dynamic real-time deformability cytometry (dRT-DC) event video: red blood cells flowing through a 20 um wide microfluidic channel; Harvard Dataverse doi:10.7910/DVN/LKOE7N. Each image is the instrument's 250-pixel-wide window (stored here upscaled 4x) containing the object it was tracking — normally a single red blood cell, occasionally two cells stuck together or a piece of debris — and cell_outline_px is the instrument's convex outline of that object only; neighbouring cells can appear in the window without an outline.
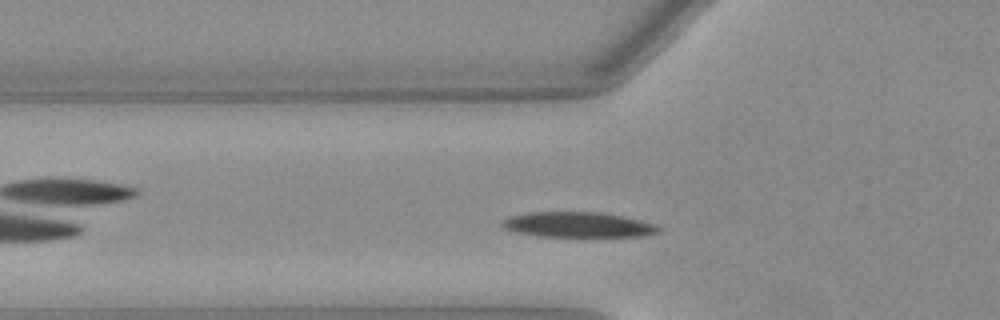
{"species": "Egyptian fruit bat (a non-hibernating species)", "species_latin": "Rousettus aegyptiacus", "temperature_condition": "warm", "stored_images_in_passage": 37, "camera_frame_rate_fps": 3000, "um_per_image_px": 0.085, "animal": {"sex": "female"}, "frame": {"image": 1, "passage_image": 7, "time_ms": 2.0, "image_size_px": [1000, 320], "cell_outline_px": [[660, 232], [644, 236], [536, 236], [512, 232], [504, 228], [500, 224], [504, 220], [512, 216], [532, 212], [600, 212], [640, 220], [652, 224], [660, 228]], "centroid_in_image_um": [49.09, 19.11], "position_along_channel_um": 76.7, "area_um2": 22.77}}
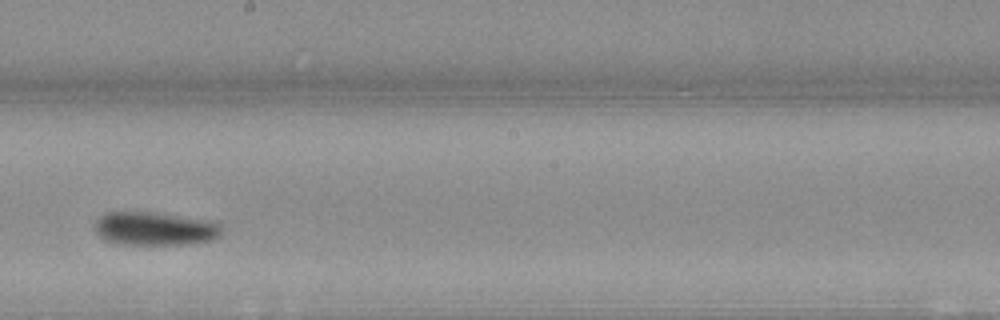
{"frame": {"image": 2, "passage_image": 19, "time_ms": 6.0, "image_size_px": [1000, 320], "cell_outline_px": [[220, 236], [212, 240], [192, 244], [112, 244], [96, 236], [96, 220], [100, 216], [108, 212], [144, 212], [196, 220], [220, 224]], "centroid_in_image_um": [13.04, 19.48], "position_along_channel_um": 235.2, "area_um2": 24.04}}
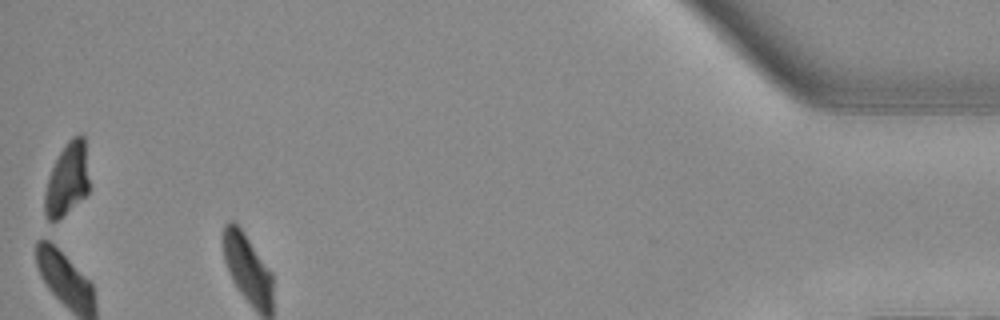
{"frame": {"image": 3, "passage_image": 37, "time_ms": 12.0, "image_size_px": [1000, 320], "cell_outline_px": [[88, 192], [84, 196], [56, 220], [48, 220], [44, 212], [44, 192], [48, 176], [60, 152], [68, 140], [72, 136], [80, 132], [84, 136], [88, 180]], "centroid_in_image_um": [5.68, 15.2], "position_along_channel_um": 429.5, "area_um2": 18.5}, "authors_computed_cell_mechanics": {"area_um2": 23.2356, "velocity_mm_per_s": 3.969, "shape_relaxation_time_tau1_ms": 3.7129, "shape_relaxation_time_tau2_ms": null, "deformation_change_tau1": 0.1859, "deformation_change_tau2": null}}